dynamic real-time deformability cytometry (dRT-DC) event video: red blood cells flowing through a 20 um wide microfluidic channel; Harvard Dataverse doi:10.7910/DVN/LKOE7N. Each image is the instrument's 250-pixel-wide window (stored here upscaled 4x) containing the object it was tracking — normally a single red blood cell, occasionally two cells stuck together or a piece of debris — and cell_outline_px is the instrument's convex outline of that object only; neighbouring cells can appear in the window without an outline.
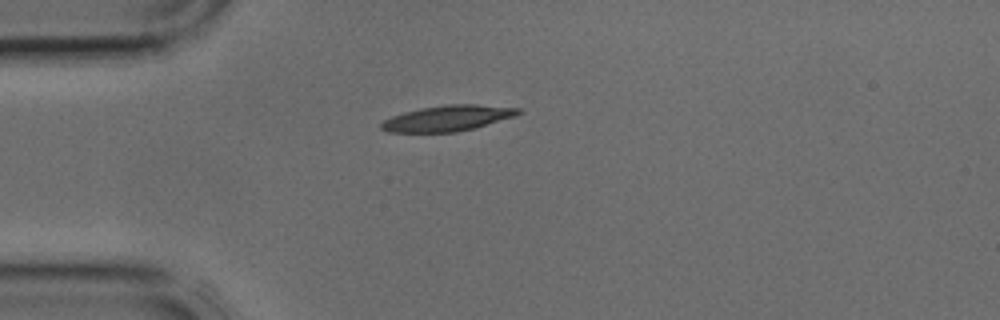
{"species": "common noctule bat (a hibernating species)", "species_latin": "Nyctalus noctula", "temperature_condition": "cold", "stored_images_in_passage": 1, "camera_frame_rate_fps": 3000, "um_per_image_px": 0.085, "animal": {"sex": "male", "body_mass_g": 17.9, "forearm_length_mm": 54.2}, "frame": {"image": 1, "passage_image": 1, "time_ms": 0.0, "image_size_px": [1000, 320], "cell_outline_px": [[524, 112], [516, 116], [472, 128], [456, 132], [388, 132], [380, 128], [380, 124], [384, 120], [392, 116], [404, 112], [424, 108], [448, 104], [476, 104], [524, 108]], "centroid_in_image_um": [38.1, 10.04], "position_along_channel_um": 46.9, "area_um2": 20.46}}